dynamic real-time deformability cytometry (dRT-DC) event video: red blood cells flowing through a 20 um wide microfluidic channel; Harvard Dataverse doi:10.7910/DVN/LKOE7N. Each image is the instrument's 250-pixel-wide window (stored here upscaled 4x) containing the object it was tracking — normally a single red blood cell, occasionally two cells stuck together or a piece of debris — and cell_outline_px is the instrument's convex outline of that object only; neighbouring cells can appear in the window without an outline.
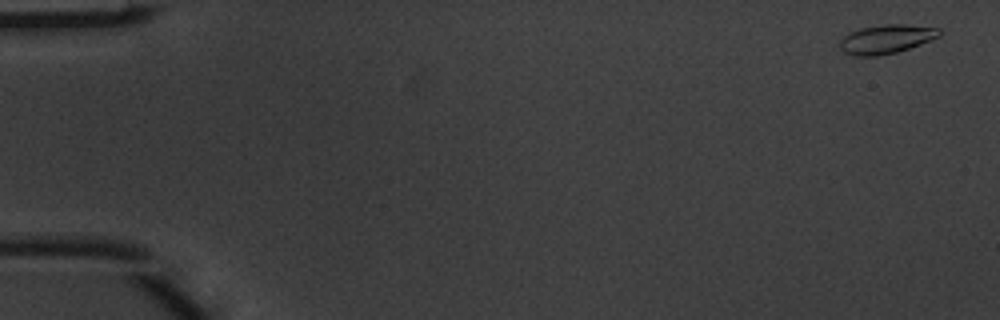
{"species": "common noctule bat (a hibernating species)", "species_latin": "Nyctalus noctula", "temperature_condition": "warm", "stored_images_in_passage": 6, "camera_frame_rate_fps": 3000, "um_per_image_px": 0.085, "animal": {"sex": "male", "body_mass_g": 20.1, "forearm_length_mm": 53.5}, "frame": {"image": 1, "passage_image": 1, "time_ms": 0.0, "image_size_px": [1000, 320], "cell_outline_px": [[940, 36], [932, 40], [896, 52], [876, 56], [852, 56], [844, 52], [840, 48], [840, 40], [844, 36], [860, 28], [884, 24], [904, 24], [940, 28]], "centroid_in_image_um": [75.33, 3.32], "position_along_channel_um": 9.7, "area_um2": 16.7}}
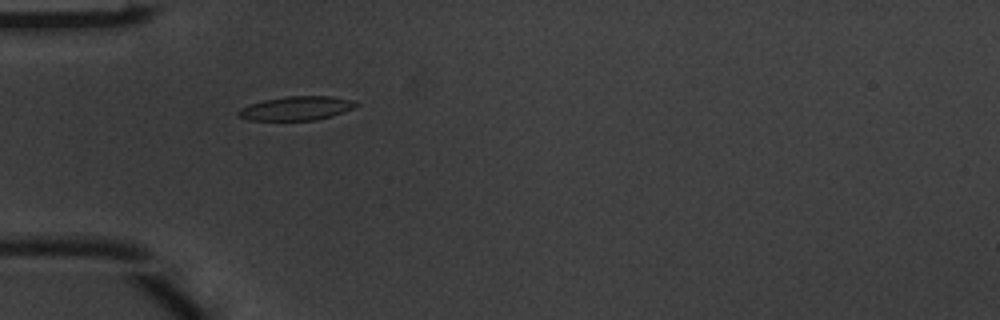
{"frame": {"image": 2, "passage_image": 5, "time_ms": 1.333, "image_size_px": [1000, 320], "cell_outline_px": [[360, 104], [344, 112], [332, 116], [316, 120], [248, 120], [236, 116], [236, 112], [240, 108], [248, 104], [264, 100], [288, 96], [332, 96], [352, 100]], "centroid_in_image_um": [25.16, 9.21], "position_along_channel_um": 59.8, "area_um2": 16.53}}